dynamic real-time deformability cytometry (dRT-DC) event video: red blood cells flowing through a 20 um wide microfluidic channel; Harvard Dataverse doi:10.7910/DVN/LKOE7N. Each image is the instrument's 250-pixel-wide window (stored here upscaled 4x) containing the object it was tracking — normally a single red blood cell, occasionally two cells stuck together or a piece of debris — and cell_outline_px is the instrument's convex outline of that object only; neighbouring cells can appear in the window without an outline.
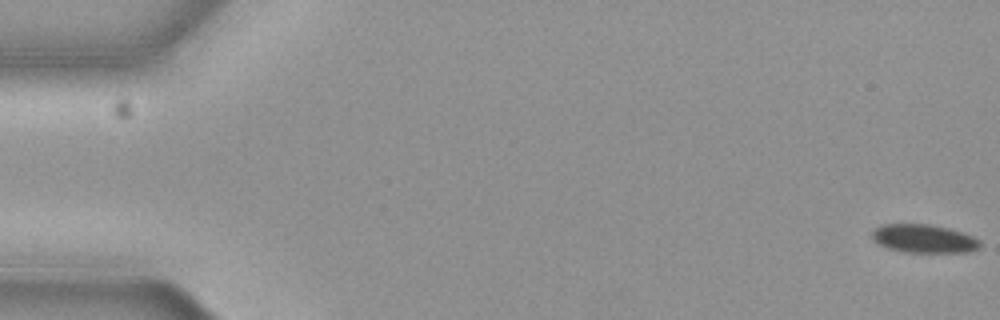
{"species": "common noctule bat (a hibernating species)", "species_latin": "Nyctalus noctula", "temperature_condition": "cold", "stored_images_in_passage": 59, "segment_of_instrument_passage": [1, 2], "camera_frame_rate_fps": 3000, "um_per_image_px": 0.085, "animal": {"sex": "female", "body_mass_g": 19.3, "forearm_length_mm": 54.1}, "frame": {"image": 1, "passage_image": 1, "time_ms": 0.0, "image_size_px": [1000, 320], "cell_outline_px": [[980, 244], [976, 248], [964, 252], [904, 252], [888, 248], [880, 244], [872, 236], [872, 232], [880, 224], [928, 224], [948, 228], [972, 236], [980, 240]], "centroid_in_image_um": [78.5, 20.27], "position_along_channel_um": 6.5, "area_um2": 17.51}}
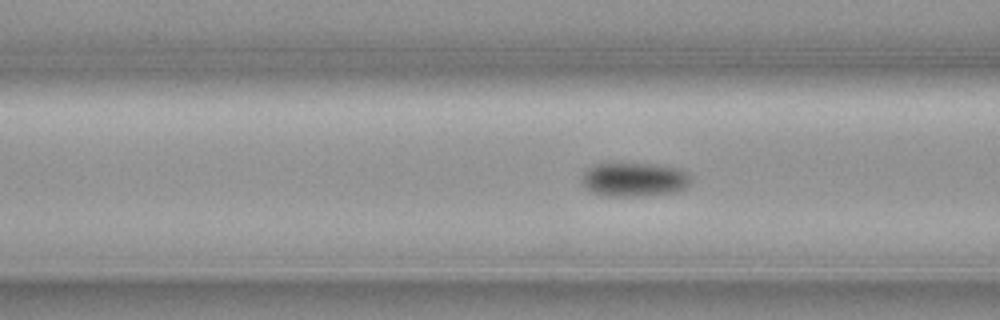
{"frame": {"image": 2, "passage_image": 23, "time_ms": 7.333, "image_size_px": [1000, 320], "cell_outline_px": [[692, 184], [676, 192], [644, 196], [604, 196], [592, 192], [584, 188], [580, 180], [580, 176], [588, 168], [596, 164], [656, 164], [680, 168], [688, 172], [692, 176]], "centroid_in_image_um": [53.94, 15.27], "position_along_channel_um": 112.7, "area_um2": 22.08}}
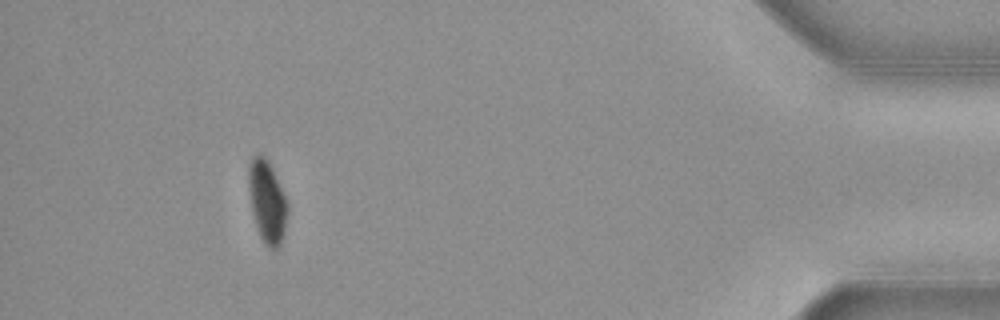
{"frame": {"image": 3, "passage_image": 53, "time_ms": 17.333, "image_size_px": [1000, 320], "cell_outline_px": [[288, 212], [284, 232], [280, 244], [276, 248], [268, 248], [260, 236], [256, 228], [252, 212], [248, 184], [248, 168], [252, 160], [256, 156], [264, 156], [268, 160], [272, 168], [288, 204]], "centroid_in_image_um": [22.7, 17.17], "position_along_channel_um": 412.5, "area_um2": 18.38}}